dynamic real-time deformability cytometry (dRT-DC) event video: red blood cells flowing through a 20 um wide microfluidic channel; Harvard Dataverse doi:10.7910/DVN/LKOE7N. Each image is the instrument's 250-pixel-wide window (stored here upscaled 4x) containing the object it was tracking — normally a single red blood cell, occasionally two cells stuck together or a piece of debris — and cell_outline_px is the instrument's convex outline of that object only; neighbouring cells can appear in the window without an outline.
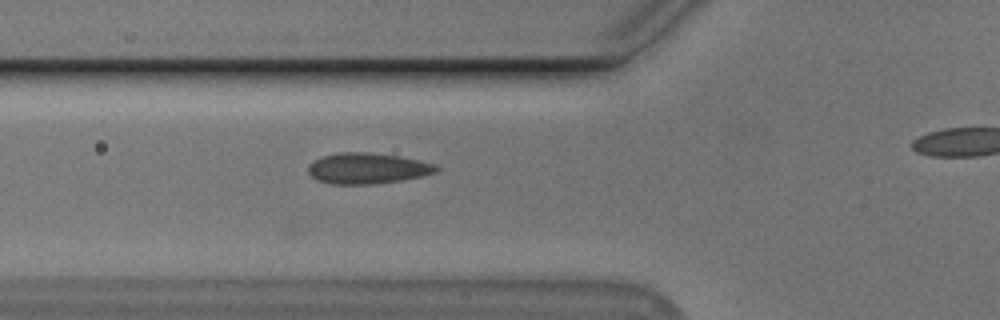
{"species": "Egyptian fruit bat (a non-hibernating species)", "species_latin": "Rousettus aegyptiacus", "temperature_condition": "cold", "stored_images_in_passage": 24, "camera_frame_rate_fps": 3000, "um_per_image_px": 0.085, "animal": {"sex": "male"}, "frame": {"image": 1, "passage_image": 4, "time_ms": 1.0, "image_size_px": [1000, 320], "cell_outline_px": [[440, 168], [436, 172], [420, 176], [400, 180], [372, 184], [332, 184], [316, 180], [308, 172], [308, 164], [324, 156], [340, 152], [368, 152], [400, 156], [436, 164]], "centroid_in_image_um": [31.22, 14.3], "position_along_channel_um": 94.6, "area_um2": 22.89}}
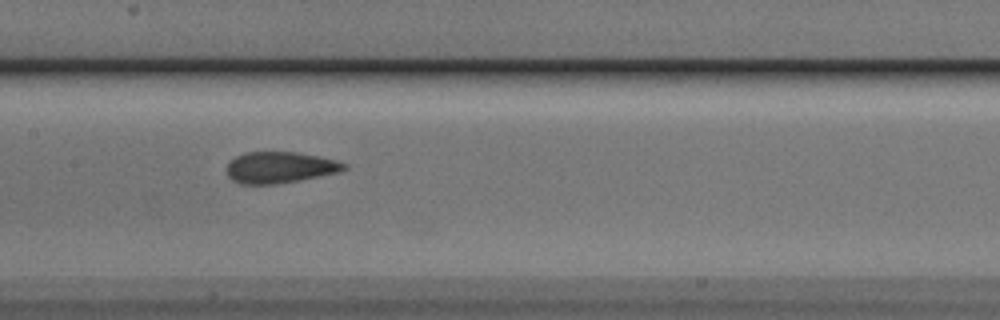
{"frame": {"image": 2, "passage_image": 11, "time_ms": 3.333, "image_size_px": [1000, 320], "cell_outline_px": [[348, 168], [340, 172], [300, 180], [276, 184], [240, 184], [232, 180], [228, 176], [228, 164], [236, 156], [244, 152], [296, 152], [336, 160], [348, 164]], "centroid_in_image_um": [23.81, 14.24], "position_along_channel_um": 183.6, "area_um2": 21.39}}
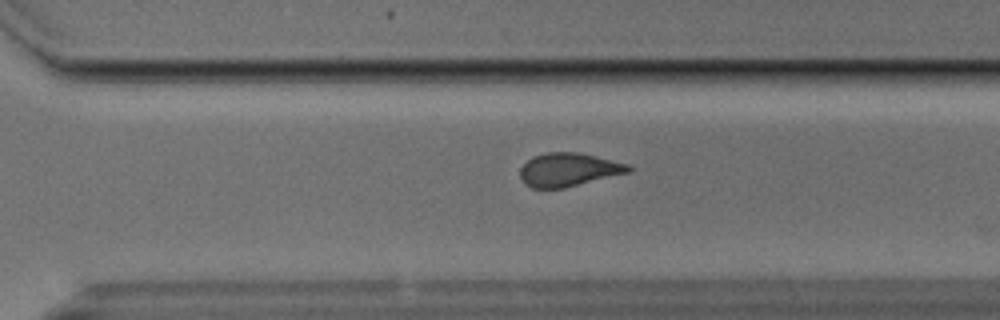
{"frame": {"image": 3, "passage_image": 22, "time_ms": 7.0, "image_size_px": [1000, 320], "cell_outline_px": [[632, 168], [628, 172], [564, 188], [532, 188], [524, 184], [520, 176], [520, 168], [532, 156], [548, 152], [576, 152], [628, 164]], "centroid_in_image_um": [48.27, 14.43], "position_along_channel_um": 322.3, "area_um2": 20.81}}